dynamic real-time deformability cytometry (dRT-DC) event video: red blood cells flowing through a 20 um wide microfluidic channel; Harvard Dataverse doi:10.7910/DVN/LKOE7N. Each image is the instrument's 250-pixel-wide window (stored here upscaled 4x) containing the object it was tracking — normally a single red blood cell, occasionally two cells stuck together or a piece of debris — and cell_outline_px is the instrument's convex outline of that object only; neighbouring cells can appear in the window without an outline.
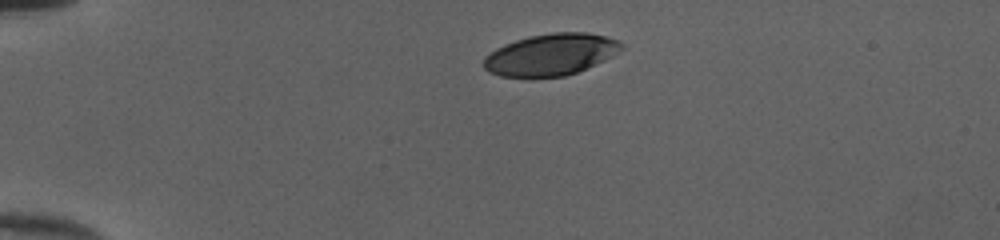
{"species": "human", "species_latin": "Homo sapiens", "temperature_condition": "cold", "stored_images_in_passage": 35, "camera_frame_rate_fps": 3000, "um_per_image_px": 0.085, "donor": {"sex": "female"}, "frame": {"image": 1, "passage_image": 1, "time_ms": 0.0, "image_size_px": [1000, 240], "cell_outline_px": [[624, 48], [612, 56], [604, 60], [576, 72], [564, 76], [500, 76], [488, 72], [484, 68], [484, 56], [496, 48], [504, 44], [528, 36], [552, 32], [588, 32], [608, 36], [624, 44]], "centroid_in_image_um": [46.82, 4.61], "position_along_channel_um": 38.2, "area_um2": 33.35}}
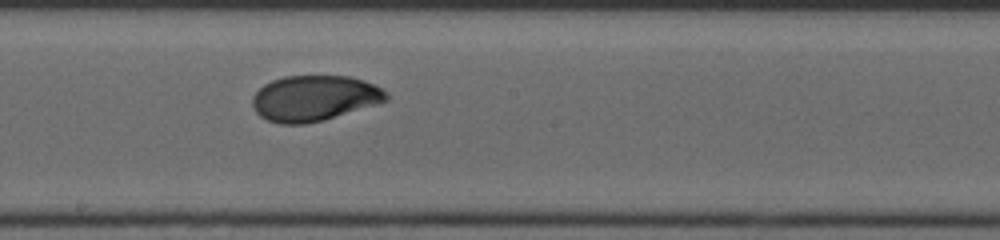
{"frame": {"image": 2, "passage_image": 19, "time_ms": 6.0, "image_size_px": [1000, 240], "cell_outline_px": [[388, 100], [376, 104], [324, 120], [304, 124], [280, 124], [268, 120], [260, 116], [256, 112], [252, 104], [252, 96], [264, 84], [272, 80], [284, 76], [348, 76], [364, 80], [388, 92]], "centroid_in_image_um": [26.7, 8.35], "position_along_channel_um": 221.5, "area_um2": 35.49}}
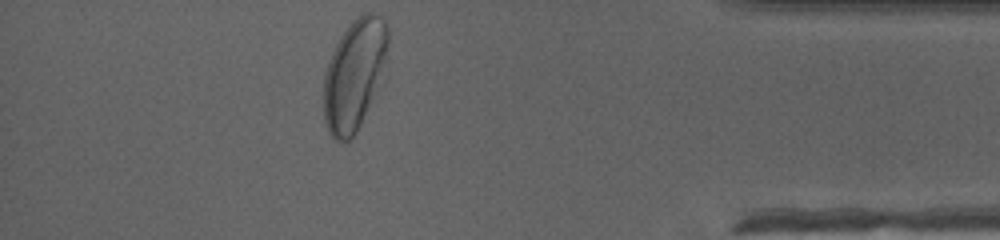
{"frame": {"image": 3, "passage_image": 35, "time_ms": 11.333, "image_size_px": [1000, 240], "cell_outline_px": [[388, 76], [356, 132], [344, 144], [336, 140], [328, 132], [324, 120], [324, 72], [328, 60], [340, 36], [352, 20], [364, 12], [376, 12], [384, 20], [388, 28]], "centroid_in_image_um": [30.19, 6.34], "position_along_channel_um": 405.0, "area_um2": 43.18}, "authors_computed_cell_mechanics": {"area_um2": 35.7782, "velocity_mm_per_s": 4.0206, "shape_relaxation_time_tau1_ms": 4.1381, "shape_relaxation_time_tau2_ms": 0.6894, "deformation_change_tau1": 0.1702, "deformation_change_tau2": 0.0377}}